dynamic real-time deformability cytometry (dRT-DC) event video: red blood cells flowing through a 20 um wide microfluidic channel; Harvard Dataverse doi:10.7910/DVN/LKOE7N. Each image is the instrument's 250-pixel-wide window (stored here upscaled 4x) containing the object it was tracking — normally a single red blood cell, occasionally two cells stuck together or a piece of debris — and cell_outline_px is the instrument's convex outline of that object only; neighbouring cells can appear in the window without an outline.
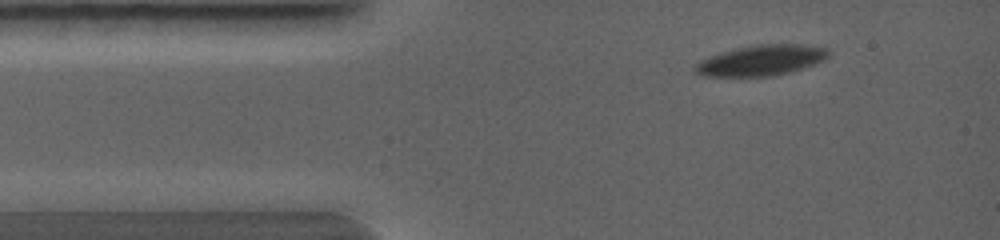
{"species": "common noctule bat (a hibernating species)", "species_latin": "Nyctalus noctula", "temperature_condition": "warm", "stored_images_in_passage": 2, "camera_frame_rate_fps": 5000, "um_per_image_px": 0.085, "animal": {"sex": "female", "body_mass_g": 19.0, "forearm_length_mm": 56.7}, "frame": {"image": 1, "passage_image": 1, "time_ms": 0.0, "image_size_px": [1000, 240], "cell_outline_px": [[828, 56], [824, 60], [792, 72], [772, 76], [704, 76], [696, 72], [692, 68], [700, 60], [708, 56], [736, 48], [756, 44], [800, 44], [828, 48]], "centroid_in_image_um": [64.69, 5.13], "position_along_channel_um": 20.3, "area_um2": 23.76}}